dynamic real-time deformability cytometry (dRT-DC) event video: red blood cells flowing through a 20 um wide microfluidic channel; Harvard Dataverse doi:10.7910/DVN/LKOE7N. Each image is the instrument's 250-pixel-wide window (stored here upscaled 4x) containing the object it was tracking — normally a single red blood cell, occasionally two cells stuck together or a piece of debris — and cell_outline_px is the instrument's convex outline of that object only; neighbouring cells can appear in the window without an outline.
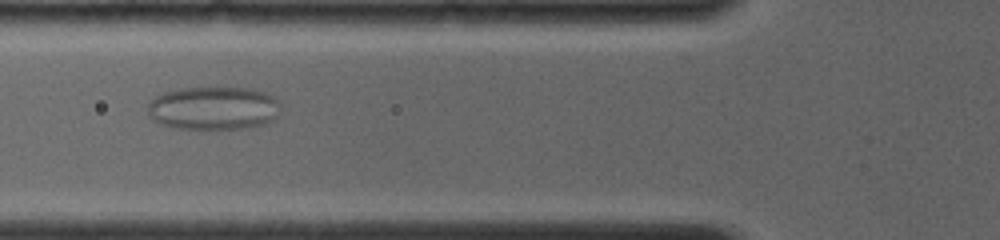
{"species": "common noctule bat (a hibernating species)", "species_latin": "Nyctalus noctula", "temperature_condition": "room temperature", "stored_images_in_passage": 55, "camera_frame_rate_fps": 4000, "um_per_image_px": 0.085, "animal": {"sex": "female", "body_mass_g": 19.0, "forearm_length_mm": 56.7}, "frame": {"image": 1, "passage_image": 20, "time_ms": 5.75, "image_size_px": [1000, 240], "cell_outline_px": [[280, 104], [276, 116], [272, 120], [264, 124], [248, 128], [172, 128], [160, 124], [152, 120], [148, 116], [148, 104], [156, 96], [164, 92], [180, 88], [252, 88], [264, 92], [280, 100]], "centroid_in_image_um": [18.13, 9.19], "position_along_channel_um": 107.7, "area_um2": 33.58}}
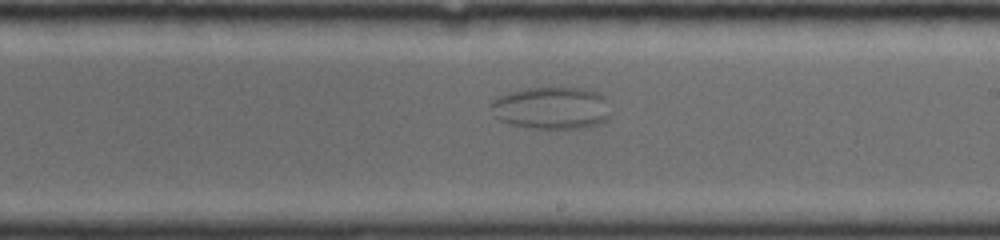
{"frame": {"image": 2, "passage_image": 32, "time_ms": 9.5, "image_size_px": [1000, 240], "cell_outline_px": [[608, 116], [600, 124], [584, 128], [528, 128], [508, 124], [500, 120], [496, 116], [492, 108], [492, 100], [496, 96], [508, 92], [528, 88], [580, 88], [596, 92], [604, 96]], "centroid_in_image_um": [46.83, 9.18], "position_along_channel_um": 242.2, "area_um2": 29.25}}